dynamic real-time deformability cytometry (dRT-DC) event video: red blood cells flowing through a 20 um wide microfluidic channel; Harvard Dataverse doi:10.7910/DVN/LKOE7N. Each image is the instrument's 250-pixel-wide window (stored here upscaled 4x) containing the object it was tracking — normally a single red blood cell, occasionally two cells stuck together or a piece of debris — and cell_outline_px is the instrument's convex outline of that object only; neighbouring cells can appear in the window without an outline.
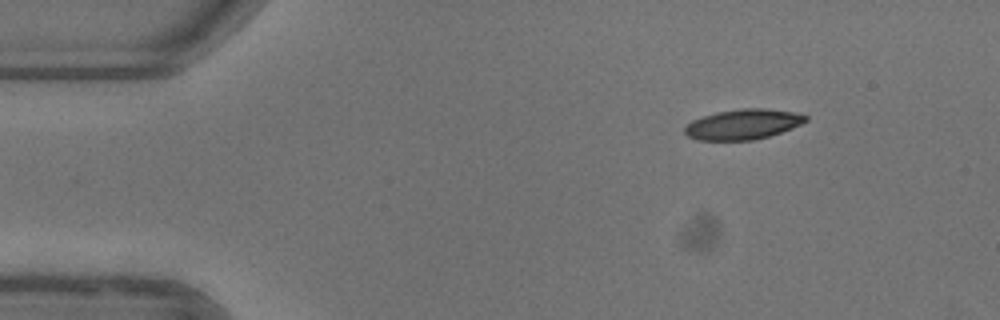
{"species": "common noctule bat (a hibernating species)", "species_latin": "Nyctalus noctula", "temperature_condition": "warm", "stored_images_in_passage": 47, "camera_frame_rate_fps": 3000, "um_per_image_px": 0.085, "animal": {"sex": "female"}, "frame": {"image": 1, "passage_image": 1, "time_ms": 0.0, "image_size_px": [1000, 320], "cell_outline_px": [[808, 120], [792, 128], [768, 136], [752, 140], [696, 140], [688, 136], [684, 132], [684, 128], [692, 120], [716, 112], [740, 108], [764, 108], [792, 112], [808, 116]], "centroid_in_image_um": [63.14, 10.56], "position_along_channel_um": 21.9, "area_um2": 21.15}}
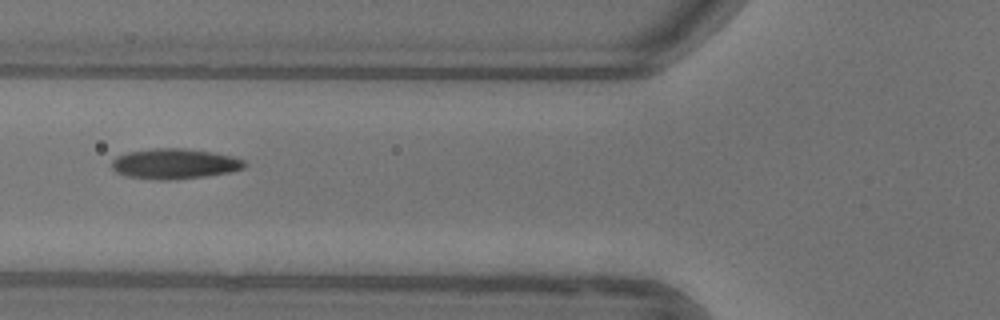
{"frame": {"image": 2, "passage_image": 14, "time_ms": 4.333, "image_size_px": [1000, 320], "cell_outline_px": [[248, 164], [244, 168], [228, 172], [204, 176], [160, 180], [128, 176], [116, 172], [112, 168], [112, 160], [116, 156], [128, 152], [152, 148], [184, 148], [212, 152], [232, 156], [244, 160]], "centroid_in_image_um": [14.83, 13.9], "position_along_channel_um": 111.0, "area_um2": 23.24}}
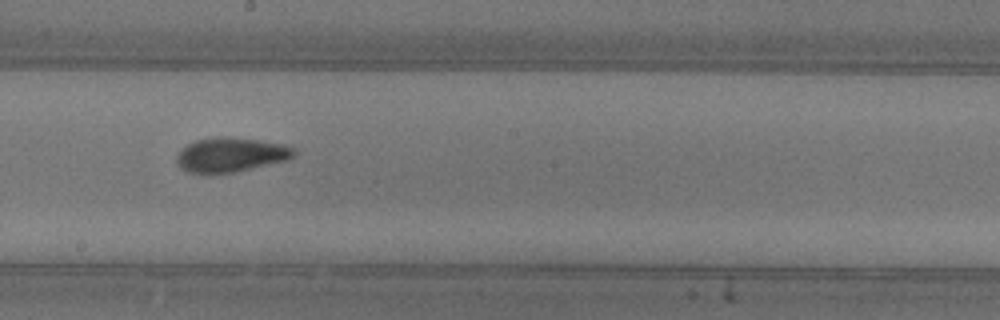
{"frame": {"image": 3, "passage_image": 23, "time_ms": 7.333, "image_size_px": [1000, 320], "cell_outline_px": [[296, 156], [288, 160], [232, 172], [188, 172], [180, 168], [176, 164], [176, 156], [188, 144], [196, 140], [220, 136], [232, 136], [260, 140], [284, 144], [296, 148]], "centroid_in_image_um": [19.67, 13.13], "position_along_channel_um": 228.5, "area_um2": 23.47}, "authors_computed_cell_mechanics": {"area_um2": 22.253, "velocity_mm_per_s": 3.9141, "shape_relaxation_time_tau1_ms": 4.1643, "shape_relaxation_time_tau2_ms": 1.3316, "deformation_change_tau1": 0.1602, "deformation_change_tau2": 0.065}}